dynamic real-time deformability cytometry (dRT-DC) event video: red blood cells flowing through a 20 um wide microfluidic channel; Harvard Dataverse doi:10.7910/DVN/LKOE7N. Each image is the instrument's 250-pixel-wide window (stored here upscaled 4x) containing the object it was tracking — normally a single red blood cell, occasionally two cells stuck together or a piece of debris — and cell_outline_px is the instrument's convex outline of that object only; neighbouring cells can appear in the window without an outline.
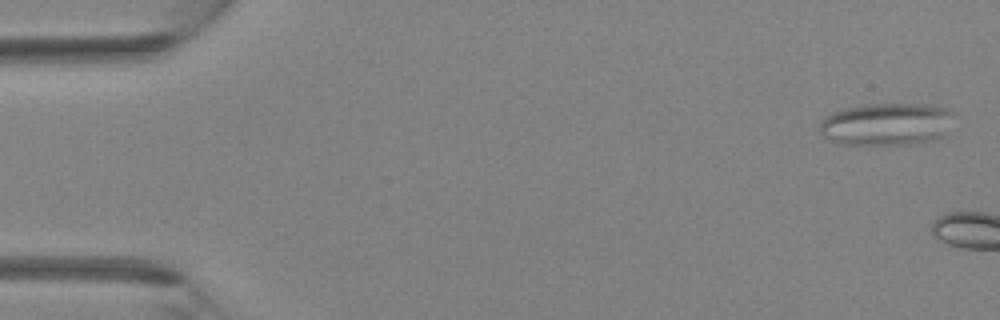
{"species": "Egyptian fruit bat (a non-hibernating species)", "species_latin": "Rousettus aegyptiacus", "temperature_condition": "room temperature", "stored_images_in_passage": 6, "camera_frame_rate_fps": 3000, "um_per_image_px": 0.085, "animal": {"sex": "female"}, "frame": {"image": 1, "passage_image": 1, "time_ms": 0.0, "image_size_px": [1000, 320], "cell_outline_px": [[952, 112], [944, 136], [936, 140], [912, 144], [840, 144], [824, 136], [820, 132], [820, 120], [824, 116], [832, 112], [844, 108], [864, 104], [936, 104], [952, 108]], "centroid_in_image_um": [75.36, 10.53], "position_along_channel_um": 9.6, "area_um2": 33.52}}